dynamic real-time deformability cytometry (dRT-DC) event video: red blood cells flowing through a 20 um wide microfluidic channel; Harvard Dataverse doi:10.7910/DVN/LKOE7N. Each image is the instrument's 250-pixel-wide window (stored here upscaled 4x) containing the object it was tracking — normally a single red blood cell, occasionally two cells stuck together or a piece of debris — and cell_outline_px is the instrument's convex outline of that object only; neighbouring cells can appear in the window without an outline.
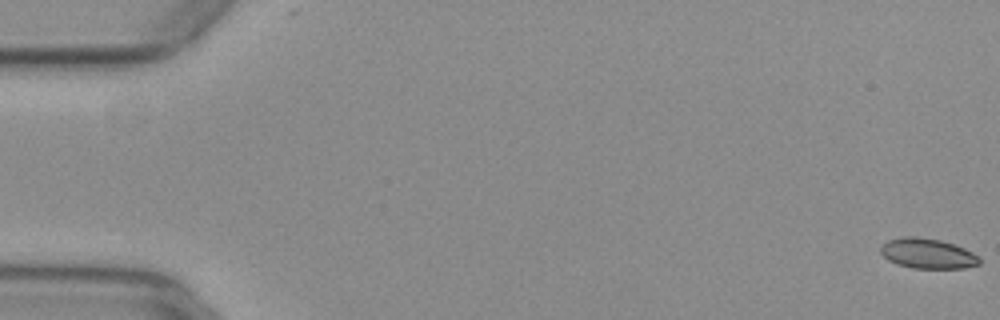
{"species": "common noctule bat (a hibernating species)", "species_latin": "Nyctalus noctula", "temperature_condition": "warm", "stored_images_in_passage": 54, "camera_frame_rate_fps": 3000, "um_per_image_px": 0.085, "animal": {"sex": "female", "body_mass_g": 29.2, "forearm_length_mm": 56.3}, "frame": {"image": 1, "passage_image": 1, "time_ms": 0.0, "image_size_px": [1000, 320], "cell_outline_px": [[980, 264], [964, 268], [912, 268], [896, 264], [888, 260], [880, 252], [880, 248], [888, 240], [904, 236], [916, 236], [940, 240], [964, 248], [980, 256]], "centroid_in_image_um": [78.85, 21.55], "position_along_channel_um": 6.2, "area_um2": 17.34}}
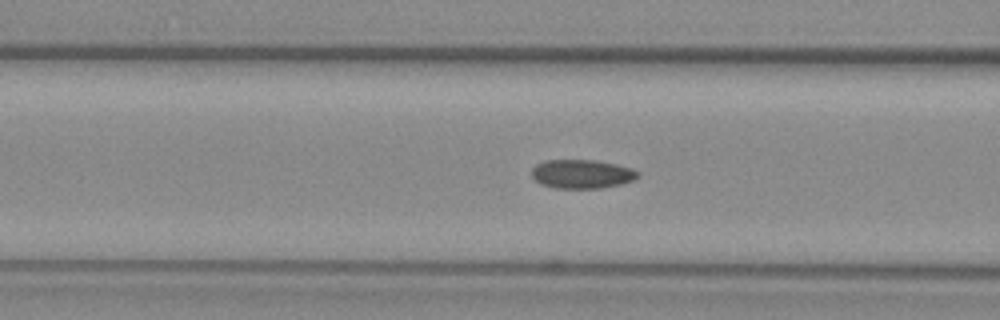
{"frame": {"image": 2, "passage_image": 22, "time_ms": 7.0, "image_size_px": [1000, 320], "cell_outline_px": [[640, 176], [632, 180], [620, 184], [600, 188], [556, 188], [540, 184], [532, 176], [532, 168], [536, 164], [544, 160], [596, 160], [616, 164], [632, 168], [640, 172]], "centroid_in_image_um": [49.46, 14.78], "position_along_channel_um": 117.1, "area_um2": 17.92}}
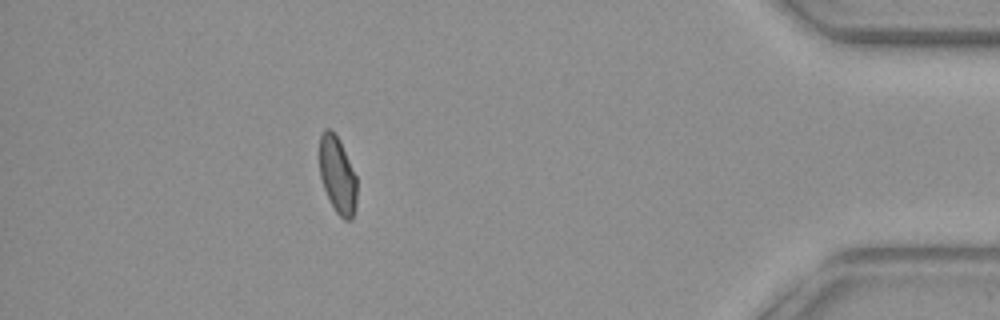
{"frame": {"image": 3, "passage_image": 48, "time_ms": 15.667, "image_size_px": [1000, 320], "cell_outline_px": [[356, 208], [352, 220], [344, 220], [336, 212], [324, 188], [320, 176], [320, 136], [324, 128], [328, 128], [336, 136], [356, 176]], "centroid_in_image_um": [28.69, 14.93], "position_along_channel_um": 406.5, "area_um2": 16.3}, "authors_computed_cell_mechanics": {"area_um2": 17.629, "velocity_mm_per_s": 3.9494, "shape_relaxation_time_tau1_ms": null, "shape_relaxation_time_tau2_ms": 1.8272, "deformation_change_tau1": null, "deformation_change_tau2": 0.06}}